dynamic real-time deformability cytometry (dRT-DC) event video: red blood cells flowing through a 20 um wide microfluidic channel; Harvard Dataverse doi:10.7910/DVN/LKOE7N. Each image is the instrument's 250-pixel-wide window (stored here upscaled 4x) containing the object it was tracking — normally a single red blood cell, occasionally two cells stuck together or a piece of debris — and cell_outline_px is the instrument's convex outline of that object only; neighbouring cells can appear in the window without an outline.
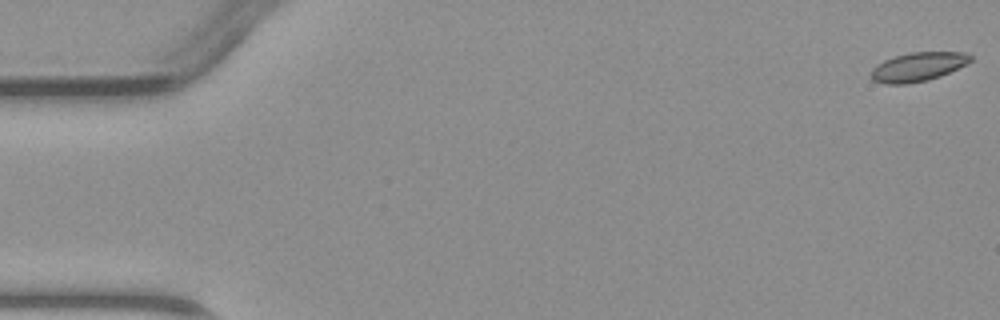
{"species": "common noctule bat (a hibernating species)", "species_latin": "Nyctalus noctula", "temperature_condition": "warm", "stored_images_in_passage": 4, "camera_frame_rate_fps": 3000, "um_per_image_px": 0.085, "animal": {"sex": "male", "body_mass_g": 23.1, "forearm_length_mm": 52.7}, "frame": {"image": 1, "passage_image": 1, "time_ms": 0.0, "image_size_px": [1000, 320], "cell_outline_px": [[972, 60], [940, 76], [928, 80], [908, 84], [884, 84], [872, 80], [872, 68], [876, 64], [884, 60], [896, 56], [912, 52], [968, 52], [972, 56]], "centroid_in_image_um": [78.01, 5.68], "position_along_channel_um": 7.0, "area_um2": 16.65}}
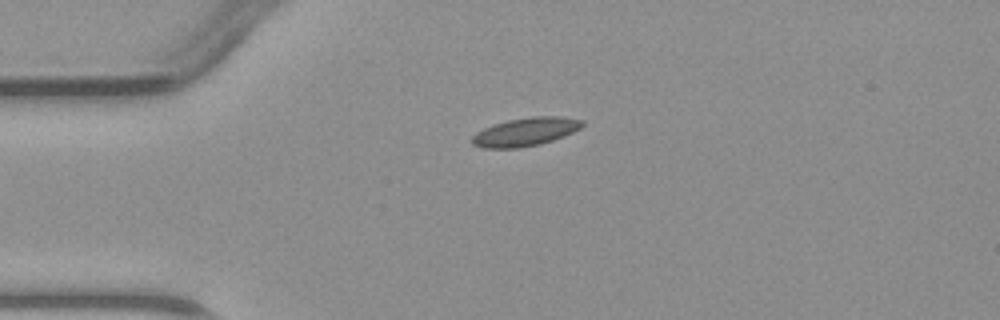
{"frame": {"image": 2, "passage_image": 4, "time_ms": 3.667, "image_size_px": [1000, 320], "cell_outline_px": [[584, 124], [580, 128], [564, 136], [540, 144], [520, 148], [480, 148], [472, 144], [472, 136], [476, 132], [484, 128], [508, 120], [532, 116], [560, 116], [584, 120]], "centroid_in_image_um": [44.66, 11.21], "position_along_channel_um": 40.3, "area_um2": 18.21}}